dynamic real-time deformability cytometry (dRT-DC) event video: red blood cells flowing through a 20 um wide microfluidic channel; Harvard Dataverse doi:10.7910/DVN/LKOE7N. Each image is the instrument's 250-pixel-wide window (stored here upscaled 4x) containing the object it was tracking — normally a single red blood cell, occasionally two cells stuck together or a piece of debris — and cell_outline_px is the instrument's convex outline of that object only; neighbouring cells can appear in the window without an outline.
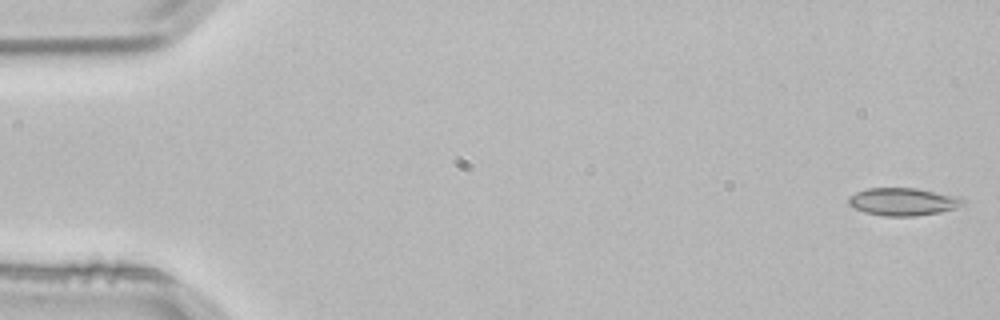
{"species": "common noctule bat (a hibernating species)", "species_latin": "Nyctalus noctula", "temperature_condition": "room temperature", "stored_images_in_passage": 4, "camera_frame_rate_fps": 3000, "um_per_image_px": 0.085, "animal": {"sex": "male", "body_mass_g": 21.5, "forearm_length_mm": 52.0}, "frame": {"image": 1, "passage_image": 1, "time_ms": 0.0, "image_size_px": [1000, 320], "cell_outline_px": [[964, 204], [956, 208], [940, 212], [912, 216], [884, 216], [864, 212], [852, 208], [848, 204], [848, 196], [856, 192], [868, 188], [916, 188], [960, 196], [964, 200]], "centroid_in_image_um": [76.74, 17.14], "position_along_channel_um": 8.3, "area_um2": 18.61}}
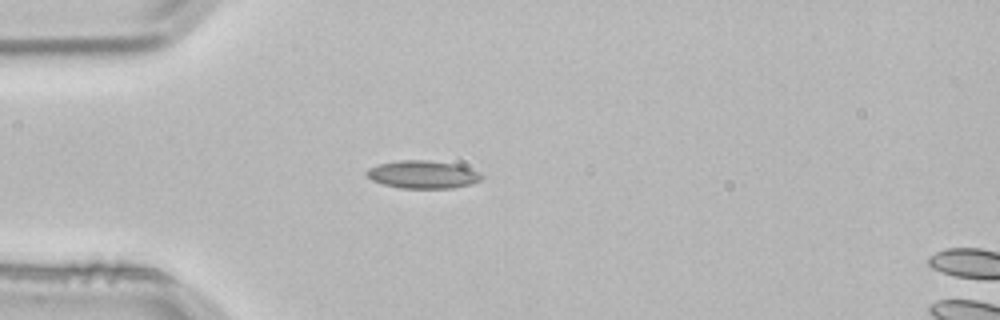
{"frame": {"image": 2, "passage_image": 4, "time_ms": 1.0, "image_size_px": [1000, 320], "cell_outline_px": [[484, 176], [480, 180], [472, 184], [452, 188], [404, 188], [384, 184], [372, 180], [364, 172], [368, 168], [380, 164], [400, 160], [428, 160], [456, 164], [480, 172]], "centroid_in_image_um": [35.96, 14.83], "position_along_channel_um": 49.0, "area_um2": 18.55}}